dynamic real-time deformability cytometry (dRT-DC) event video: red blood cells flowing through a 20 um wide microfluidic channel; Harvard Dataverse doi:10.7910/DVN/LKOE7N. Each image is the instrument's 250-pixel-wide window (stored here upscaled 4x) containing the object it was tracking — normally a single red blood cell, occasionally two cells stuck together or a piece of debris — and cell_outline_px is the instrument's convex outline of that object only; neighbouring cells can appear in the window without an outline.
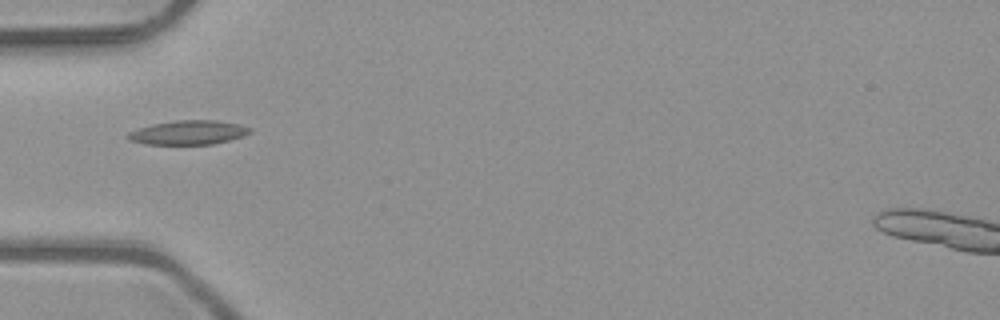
{"species": "common noctule bat (a hibernating species)", "species_latin": "Nyctalus noctula", "temperature_condition": "room temperature", "stored_images_in_passage": 1, "camera_frame_rate_fps": 3000, "um_per_image_px": 0.085, "animal": {"sex": "male", "body_mass_g": 23.1, "forearm_length_mm": 52.7}, "frame": {"image": 1, "passage_image": 1, "time_ms": 0.0, "image_size_px": [1000, 320], "cell_outline_px": [[252, 132], [228, 140], [212, 144], [144, 144], [128, 140], [128, 132], [152, 124], [176, 120], [216, 120], [236, 124], [252, 128]], "centroid_in_image_um": [15.98, 11.26], "position_along_channel_um": 69.0, "area_um2": 16.94}}